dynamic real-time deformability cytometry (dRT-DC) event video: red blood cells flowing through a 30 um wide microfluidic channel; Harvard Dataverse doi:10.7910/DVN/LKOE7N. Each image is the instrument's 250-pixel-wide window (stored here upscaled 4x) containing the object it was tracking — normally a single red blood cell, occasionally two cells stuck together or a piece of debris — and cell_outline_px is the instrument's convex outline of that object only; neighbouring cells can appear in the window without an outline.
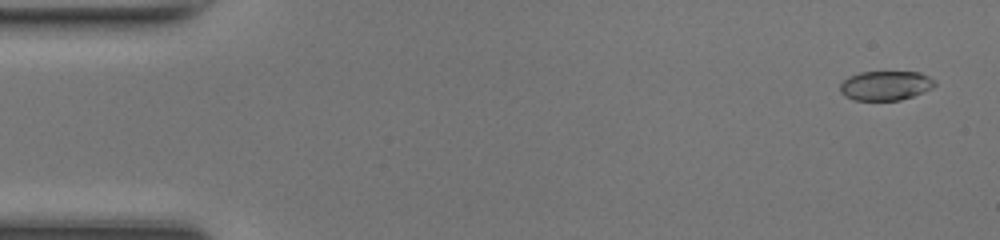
{"species": "common noctule bat (a hibernating species)", "species_latin": "Nyctalus noctula", "temperature_condition": "room temperature", "stored_images_in_passage": 48, "camera_frame_rate_fps": 3000, "um_per_image_px": 0.085, "animal": {"sex": "female", "body_mass_g": 17.0, "forearm_length_mm": 48.0}, "frame": {"image": 1, "passage_image": 2, "time_ms": 0.333, "image_size_px": [1000, 240], "cell_outline_px": [[936, 84], [932, 88], [912, 96], [900, 100], [852, 100], [844, 96], [840, 92], [840, 84], [848, 76], [860, 72], [920, 72], [936, 80]], "centroid_in_image_um": [75.25, 7.27], "position_along_channel_um": 9.7, "area_um2": 16.3}}
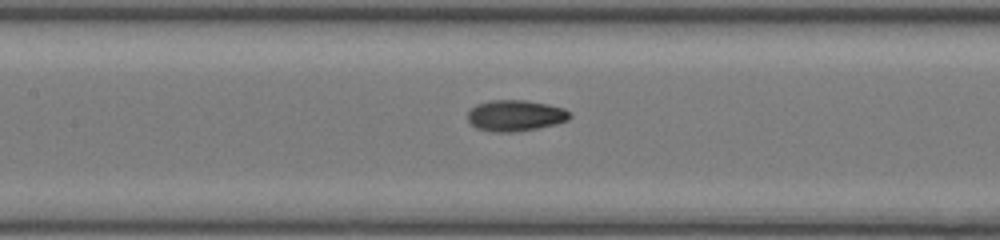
{"frame": {"image": 2, "passage_image": 22, "time_ms": 7.0, "image_size_px": [1000, 240], "cell_outline_px": [[572, 116], [568, 120], [556, 124], [536, 128], [512, 132], [496, 132], [476, 128], [468, 120], [468, 112], [476, 104], [492, 100], [524, 100], [548, 104], [564, 108]], "centroid_in_image_um": [43.81, 9.82], "position_along_channel_um": 163.6, "area_um2": 18.38}}
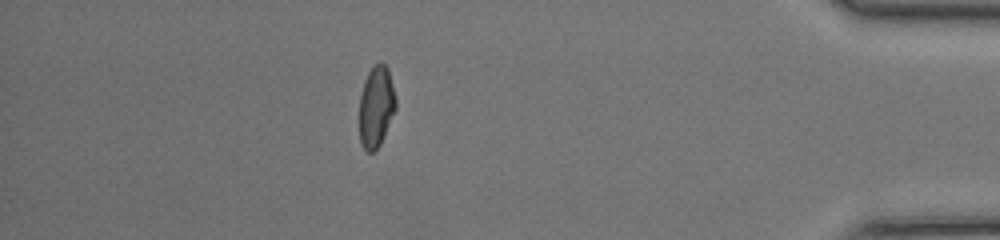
{"frame": {"image": 3, "passage_image": 42, "time_ms": 13.667, "image_size_px": [1000, 240], "cell_outline_px": [[396, 108], [380, 144], [372, 152], [368, 152], [360, 144], [360, 96], [364, 80], [368, 72], [380, 60], [388, 68], [396, 100]], "centroid_in_image_um": [31.97, 9.04], "position_along_channel_um": 403.2, "area_um2": 17.05}, "authors_computed_cell_mechanics": {"area_um2": 17.34, "velocity_mm_per_s": 4.3351, "shape_relaxation_time_tau1_ms": 6.0024, "shape_relaxation_time_tau2_ms": 1.2177, "deformation_change_tau1": 0.2044, "deformation_change_tau2": 0.0533}}